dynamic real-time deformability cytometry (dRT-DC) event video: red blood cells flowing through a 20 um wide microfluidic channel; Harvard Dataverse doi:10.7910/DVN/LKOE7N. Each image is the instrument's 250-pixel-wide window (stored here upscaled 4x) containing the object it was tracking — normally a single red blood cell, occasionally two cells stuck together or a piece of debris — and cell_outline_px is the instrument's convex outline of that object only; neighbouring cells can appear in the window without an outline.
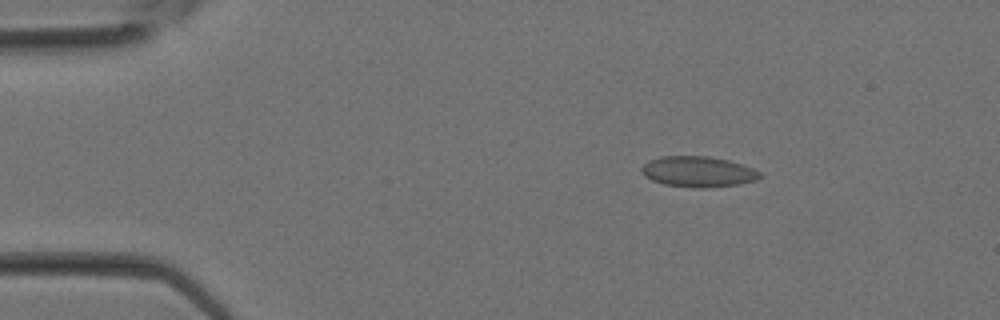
{"species": "Egyptian fruit bat (a non-hibernating species)", "species_latin": "Rousettus aegyptiacus", "temperature_condition": "room temperature", "stored_images_in_passage": 30, "camera_frame_rate_fps": 3000, "um_per_image_px": 0.085, "animal": {"sex": "female"}, "frame": {"image": 1, "passage_image": 4, "time_ms": 1.0, "image_size_px": [1000, 320], "cell_outline_px": [[764, 176], [756, 180], [740, 184], [700, 188], [664, 184], [652, 180], [644, 176], [640, 168], [648, 160], [660, 156], [708, 156], [728, 160], [752, 168], [760, 172]], "centroid_in_image_um": [59.33, 14.58], "position_along_channel_um": 25.7, "area_um2": 21.1}}
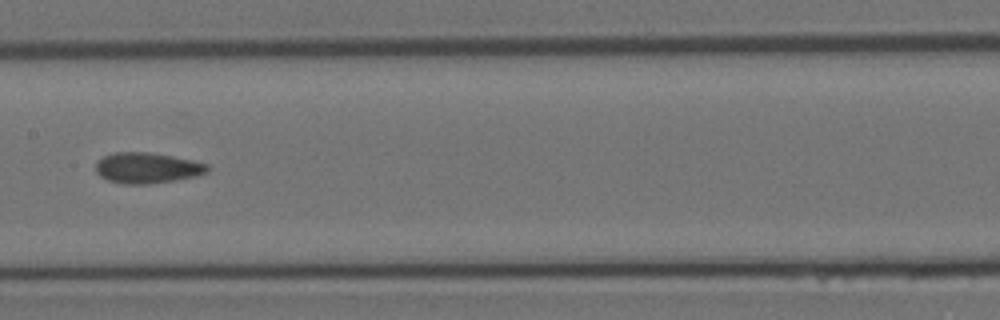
{"frame": {"image": 2, "passage_image": 15, "time_ms": 4.667, "image_size_px": [1000, 320], "cell_outline_px": [[208, 172], [196, 176], [176, 180], [148, 184], [124, 184], [108, 180], [100, 176], [96, 172], [96, 164], [104, 156], [112, 152], [148, 152], [172, 156], [192, 160], [208, 164]], "centroid_in_image_um": [12.51, 14.27], "position_along_channel_um": 194.9, "area_um2": 19.94}}
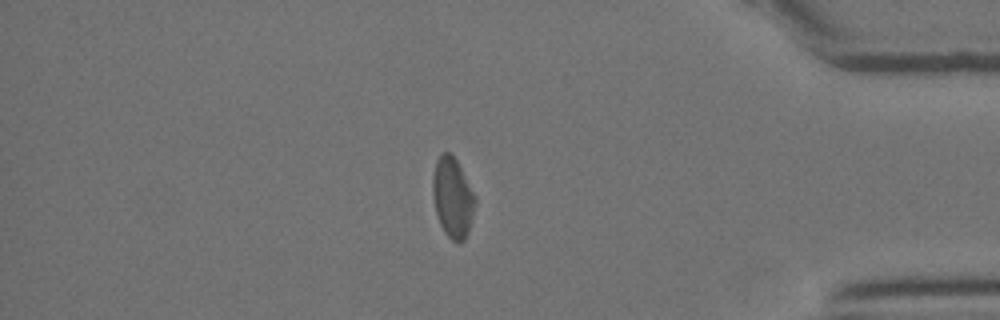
{"frame": {"image": 3, "passage_image": 26, "time_ms": 8.333, "image_size_px": [1000, 320], "cell_outline_px": [[476, 204], [468, 232], [464, 240], [452, 240], [444, 232], [440, 224], [436, 212], [432, 192], [432, 176], [436, 160], [440, 152], [448, 152], [456, 160], [476, 196]], "centroid_in_image_um": [38.46, 16.76], "position_along_channel_um": 396.7, "area_um2": 19.71}}